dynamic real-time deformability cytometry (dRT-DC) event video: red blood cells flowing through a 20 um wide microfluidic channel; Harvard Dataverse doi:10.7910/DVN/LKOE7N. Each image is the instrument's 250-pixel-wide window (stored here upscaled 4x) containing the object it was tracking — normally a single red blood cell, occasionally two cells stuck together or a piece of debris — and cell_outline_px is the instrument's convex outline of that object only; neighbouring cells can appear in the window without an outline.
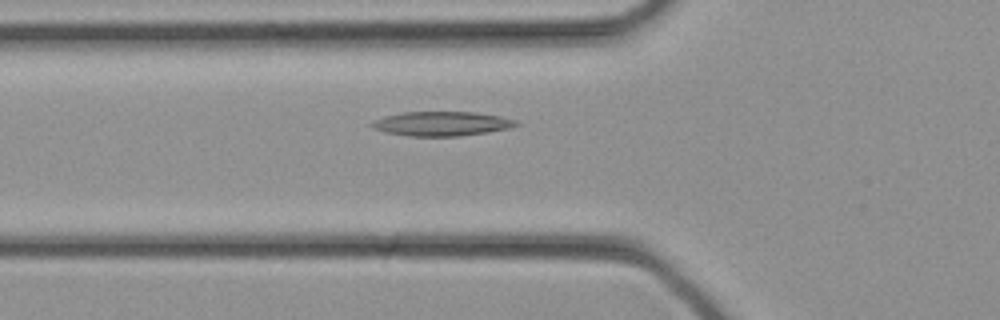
{"species": "common noctule bat (a hibernating species)", "species_latin": "Nyctalus noctula", "temperature_condition": "cold", "stored_images_in_passage": 26, "camera_frame_rate_fps": 3000, "um_per_image_px": 0.085, "animal": {"sex": "female", "body_mass_g": 21.9}, "frame": {"image": 1, "passage_image": 5, "time_ms": 1.333, "image_size_px": [1000, 320], "cell_outline_px": [[520, 124], [508, 128], [488, 132], [460, 136], [408, 136], [388, 132], [372, 128], [368, 124], [372, 120], [384, 116], [404, 112], [476, 112], [500, 116], [516, 120]], "centroid_in_image_um": [37.52, 10.51], "position_along_channel_um": 88.3, "area_um2": 20.52}}
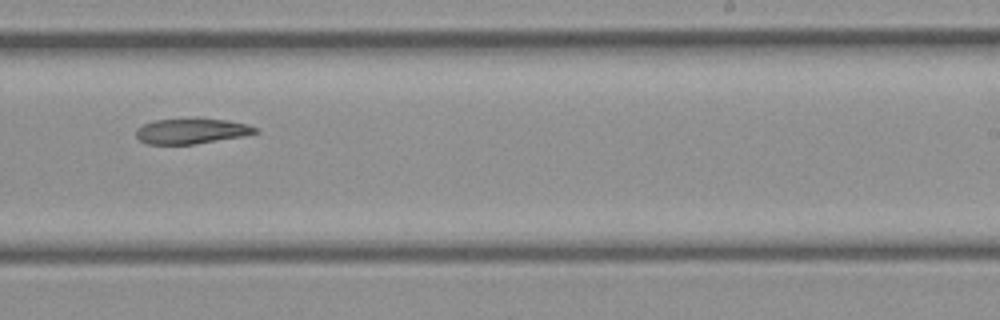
{"frame": {"image": 2, "passage_image": 14, "time_ms": 4.333, "image_size_px": [1000, 320], "cell_outline_px": [[260, 132], [244, 136], [196, 144], [148, 144], [140, 140], [136, 136], [136, 128], [144, 124], [156, 120], [228, 120], [248, 124], [260, 128]], "centroid_in_image_um": [16.34, 11.17], "position_along_channel_um": 272.7, "area_um2": 17.34}}
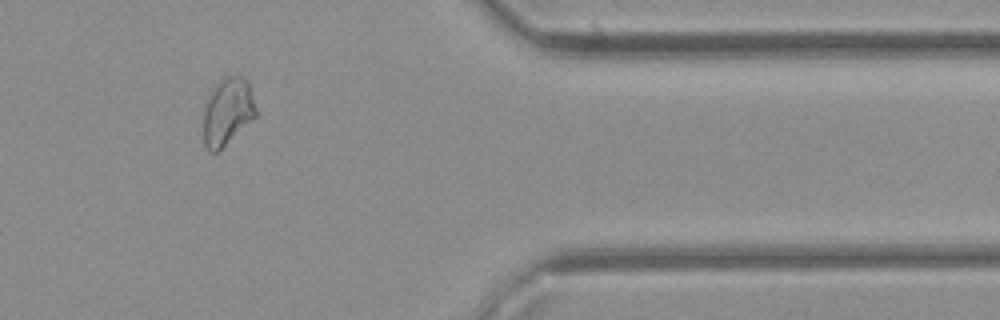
{"frame": {"image": 3, "passage_image": 21, "time_ms": 6.667, "image_size_px": [1000, 320], "cell_outline_px": [[256, 116], [216, 152], [208, 152], [204, 144], [204, 104], [216, 84], [220, 80], [228, 76], [240, 76], [248, 80], [256, 108]], "centroid_in_image_um": [19.33, 9.47], "position_along_channel_um": 392.1, "area_um2": 20.23}}